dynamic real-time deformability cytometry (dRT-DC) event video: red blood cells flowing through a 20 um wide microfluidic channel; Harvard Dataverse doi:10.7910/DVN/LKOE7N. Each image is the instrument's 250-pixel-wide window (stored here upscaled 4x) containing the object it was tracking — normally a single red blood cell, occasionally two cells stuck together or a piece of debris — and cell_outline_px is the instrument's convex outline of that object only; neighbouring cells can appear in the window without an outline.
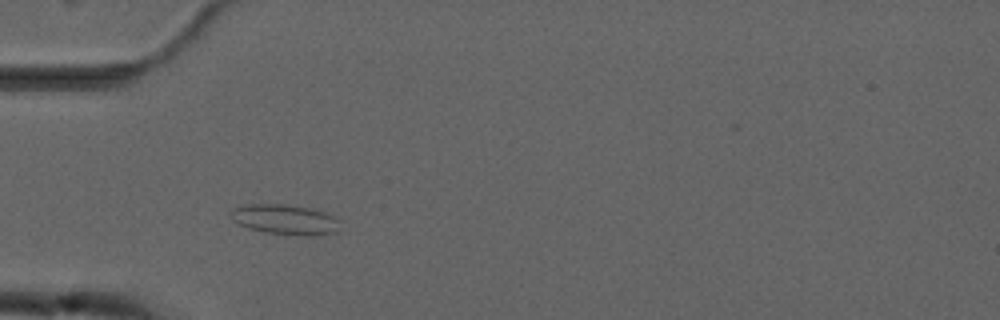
{"species": "common noctule bat (a hibernating species)", "species_latin": "Nyctalus noctula", "temperature_condition": "cold", "stored_images_in_passage": 2, "camera_frame_rate_fps": 3000, "um_per_image_px": 0.085, "animal": {"sex": "male", "forearm_length_mm": 52.5}, "frame": {"image": 1, "passage_image": 1, "time_ms": 0.0, "image_size_px": [1000, 320], "cell_outline_px": [[340, 220], [336, 232], [312, 236], [300, 236], [264, 232], [248, 228], [232, 220], [228, 216], [228, 212], [232, 208], [244, 204], [284, 204], [308, 208], [324, 212]], "centroid_in_image_um": [24.16, 18.66], "position_along_channel_um": 60.8, "area_um2": 19.36}}
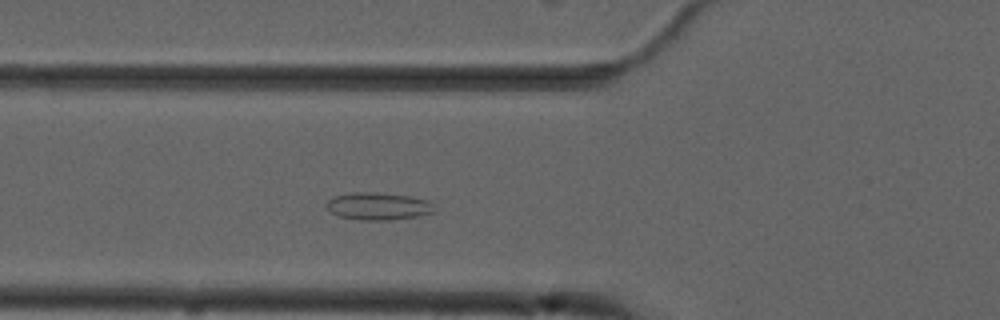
{"frame": {"image": 2, "passage_image": 2, "time_ms": 1.0, "image_size_px": [1000, 320], "cell_outline_px": [[436, 212], [420, 216], [388, 220], [360, 220], [340, 216], [332, 212], [324, 204], [328, 200], [336, 196], [352, 192], [376, 192], [412, 196], [428, 200], [436, 208]], "centroid_in_image_um": [32.2, 17.52], "position_along_channel_um": 93.6, "area_um2": 17.4}}